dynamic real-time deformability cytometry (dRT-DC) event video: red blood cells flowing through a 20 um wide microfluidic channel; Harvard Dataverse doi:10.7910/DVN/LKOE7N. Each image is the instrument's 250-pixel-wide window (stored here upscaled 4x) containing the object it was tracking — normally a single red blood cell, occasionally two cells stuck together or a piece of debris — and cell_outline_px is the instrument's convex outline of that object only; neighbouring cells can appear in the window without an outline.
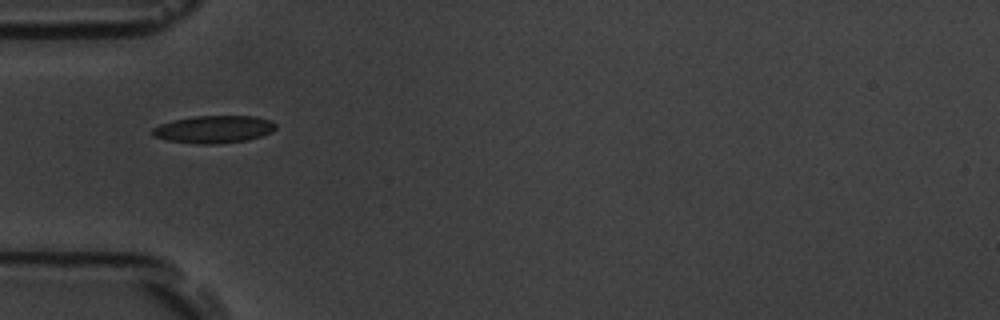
{"species": "common noctule bat (a hibernating species)", "species_latin": "Nyctalus noctula", "temperature_condition": "room temperature", "stored_images_in_passage": 38, "camera_frame_rate_fps": 3000, "um_per_image_px": 0.085, "animal": {"sex": "male", "body_mass_g": 19.5, "forearm_length_mm": 54.6}, "frame": {"image": 1, "passage_image": 1, "time_ms": 0.0, "image_size_px": [1000, 320], "cell_outline_px": [[276, 128], [272, 132], [248, 140], [216, 144], [196, 144], [168, 140], [152, 136], [152, 128], [160, 124], [176, 120], [196, 116], [256, 116], [268, 120], [276, 124]], "centroid_in_image_um": [18.18, 11.0], "position_along_channel_um": 66.8, "area_um2": 19.65}}
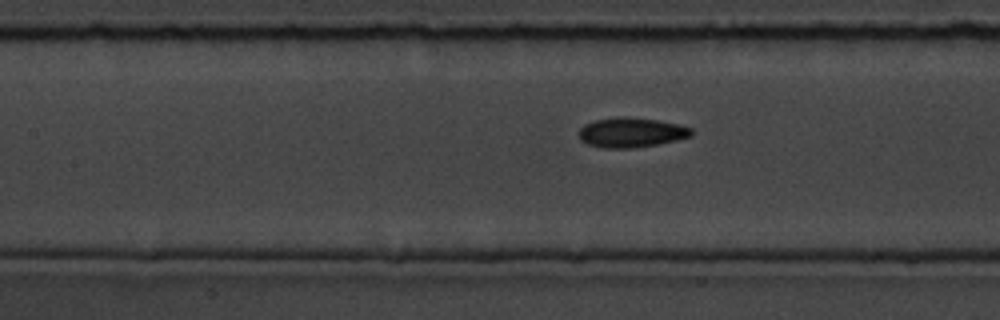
{"frame": {"image": 2, "passage_image": 8, "time_ms": 2.333, "image_size_px": [1000, 320], "cell_outline_px": [[692, 136], [676, 140], [656, 144], [632, 148], [604, 148], [588, 144], [580, 140], [580, 128], [584, 124], [596, 120], [624, 116], [656, 120], [680, 124], [692, 128]], "centroid_in_image_um": [53.67, 11.26], "position_along_channel_um": 153.7, "area_um2": 19.36}}
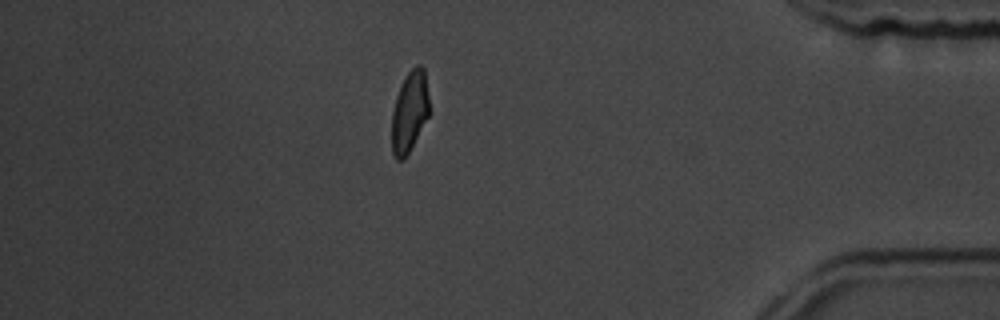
{"frame": {"image": 3, "passage_image": 31, "time_ms": 10.0, "image_size_px": [1000, 320], "cell_outline_px": [[428, 116], [404, 160], [396, 160], [392, 156], [392, 112], [396, 96], [408, 72], [416, 64], [420, 64], [424, 68], [428, 96]], "centroid_in_image_um": [34.79, 9.51], "position_along_channel_um": 400.4, "area_um2": 17.4}, "authors_computed_cell_mechanics": {"area_um2": 18.6983, "velocity_mm_per_s": 3.7269, "shape_relaxation_time_tau1_ms": 2.7439, "shape_relaxation_time_tau2_ms": 1.9584, "deformation_change_tau1": 0.1214, "deformation_change_tau2": 0.0815}}